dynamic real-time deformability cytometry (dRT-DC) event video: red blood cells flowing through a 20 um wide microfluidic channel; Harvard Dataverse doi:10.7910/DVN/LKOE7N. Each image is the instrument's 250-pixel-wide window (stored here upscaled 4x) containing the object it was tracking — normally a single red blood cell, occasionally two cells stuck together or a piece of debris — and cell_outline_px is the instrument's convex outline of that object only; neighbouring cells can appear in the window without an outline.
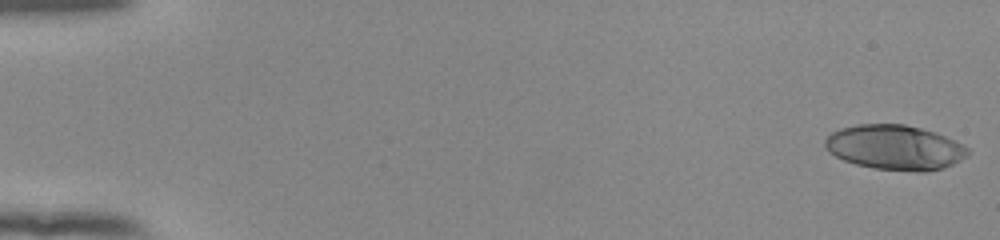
{"species": "human", "species_latin": "Homo sapiens", "temperature_condition": "room temperature", "stored_images_in_passage": 53, "camera_frame_rate_fps": 3000, "um_per_image_px": 0.085, "donor": {"sex": "female"}, "frame": {"image": 1, "passage_image": 1, "time_ms": 0.0, "image_size_px": [1000, 240], "cell_outline_px": [[972, 152], [968, 156], [944, 168], [928, 172], [916, 172], [872, 168], [856, 164], [844, 160], [828, 152], [824, 144], [824, 140], [832, 132], [840, 128], [860, 124], [904, 124], [936, 132], [964, 144]], "centroid_in_image_um": [76.1, 12.54], "position_along_channel_um": 8.9, "area_um2": 37.63}}
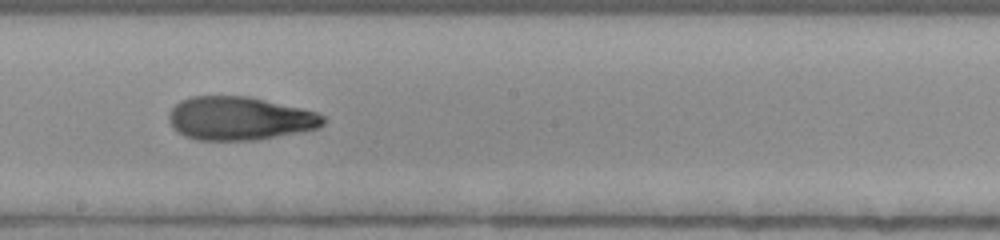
{"frame": {"image": 2, "passage_image": 31, "time_ms": 10.0, "image_size_px": [1000, 240], "cell_outline_px": [[328, 120], [320, 128], [256, 140], [196, 140], [184, 136], [176, 132], [172, 128], [168, 120], [168, 112], [180, 100], [192, 96], [248, 96], [300, 108], [316, 112], [324, 116]], "centroid_in_image_um": [20.34, 10.07], "position_along_channel_um": 227.9, "area_um2": 39.3}}
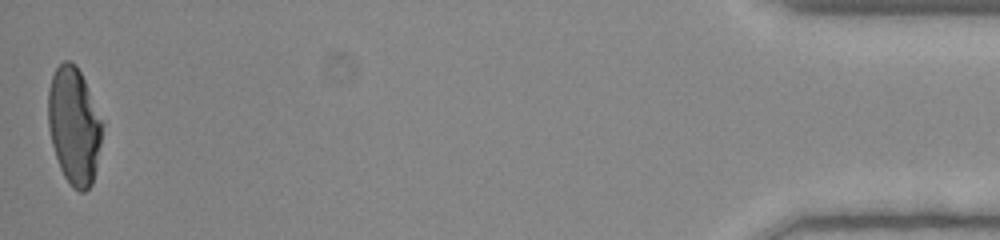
{"frame": {"image": 3, "passage_image": 53, "time_ms": 17.333, "image_size_px": [1000, 240], "cell_outline_px": [[104, 124], [92, 184], [84, 192], [80, 192], [72, 188], [64, 176], [60, 168], [52, 144], [48, 128], [48, 88], [52, 76], [56, 68], [64, 60], [68, 60], [76, 64], [84, 80]], "centroid_in_image_um": [6.28, 10.69], "position_along_channel_um": 428.9, "area_um2": 36.82}, "authors_computed_cell_mechanics": {"area_um2": 38.0324, "velocity_mm_per_s": 3.913, "shape_relaxation_time_tau1_ms": 8.4801, "shape_relaxation_time_tau2_ms": 1.8403, "deformation_change_tau1": 0.2785, "deformation_change_tau2": 0.0912}}